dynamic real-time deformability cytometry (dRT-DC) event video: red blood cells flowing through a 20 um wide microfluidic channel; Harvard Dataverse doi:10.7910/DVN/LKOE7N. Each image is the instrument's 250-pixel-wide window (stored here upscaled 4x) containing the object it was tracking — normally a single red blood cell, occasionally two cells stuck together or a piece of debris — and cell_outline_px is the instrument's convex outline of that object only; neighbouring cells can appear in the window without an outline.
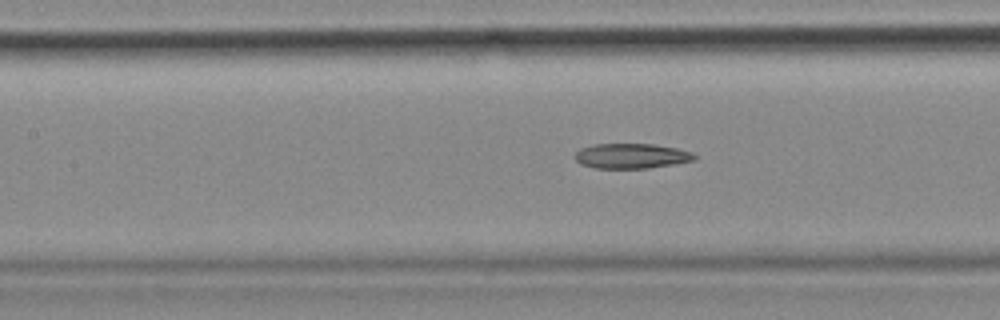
{"species": "common noctule bat (a hibernating species)", "species_latin": "Nyctalus noctula", "temperature_condition": "cold", "stored_images_in_passage": 55, "camera_frame_rate_fps": 3000, "um_per_image_px": 0.085, "animal": {"sex": "female", "body_mass_g": 18.4}, "frame": {"image": 1, "passage_image": 24, "time_ms": 7.667, "image_size_px": [1000, 320], "cell_outline_px": [[696, 160], [648, 168], [596, 168], [580, 164], [576, 160], [576, 152], [580, 148], [592, 144], [652, 144], [676, 148], [692, 152], [696, 156]], "centroid_in_image_um": [53.66, 13.25], "position_along_channel_um": 153.7, "area_um2": 17.34}, "authors_computed_cell_mechanics": {"area_um2": 18.4382, "velocity_mm_per_s": 3.6624, "shape_relaxation_time_tau1_ms": null, "shape_relaxation_time_tau2_ms": 10.4644, "deformation_change_tau1": null, "deformation_change_tau2": 0.2253}}